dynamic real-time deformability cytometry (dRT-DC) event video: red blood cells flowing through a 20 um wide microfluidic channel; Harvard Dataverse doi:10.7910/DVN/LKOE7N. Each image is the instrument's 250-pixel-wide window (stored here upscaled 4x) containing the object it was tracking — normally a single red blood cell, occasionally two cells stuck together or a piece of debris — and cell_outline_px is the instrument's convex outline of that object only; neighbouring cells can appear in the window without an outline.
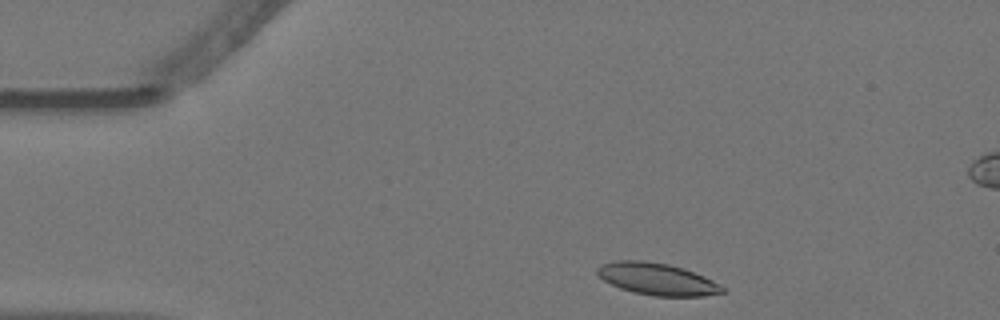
{"species": "Egyptian fruit bat (a non-hibernating species)", "species_latin": "Rousettus aegyptiacus", "temperature_condition": "warm", "stored_images_in_passage": 49, "camera_frame_rate_fps": 3000, "um_per_image_px": 0.085, "animal": {"sex": "female"}, "frame": {"image": 1, "passage_image": 2, "time_ms": 0.333, "image_size_px": [1000, 320], "cell_outline_px": [[728, 292], [704, 296], [652, 296], [632, 292], [620, 288], [604, 280], [596, 272], [596, 268], [604, 264], [616, 260], [644, 260], [668, 264], [684, 268], [704, 276], [728, 288]], "centroid_in_image_um": [55.92, 23.73], "position_along_channel_um": 29.1, "area_um2": 23.52}}
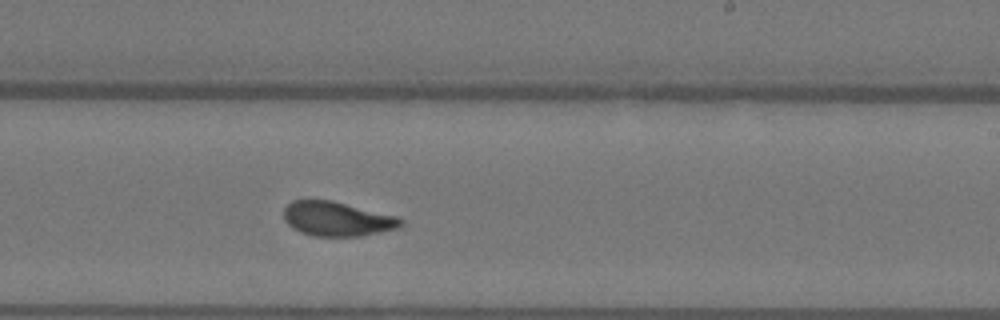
{"frame": {"image": 2, "passage_image": 26, "time_ms": 8.333, "image_size_px": [1000, 320], "cell_outline_px": [[404, 220], [396, 228], [380, 232], [360, 236], [312, 236], [300, 232], [292, 228], [284, 220], [284, 208], [292, 200], [332, 200], [396, 216]], "centroid_in_image_um": [28.6, 18.6], "position_along_channel_um": 260.4, "area_um2": 23.35}}
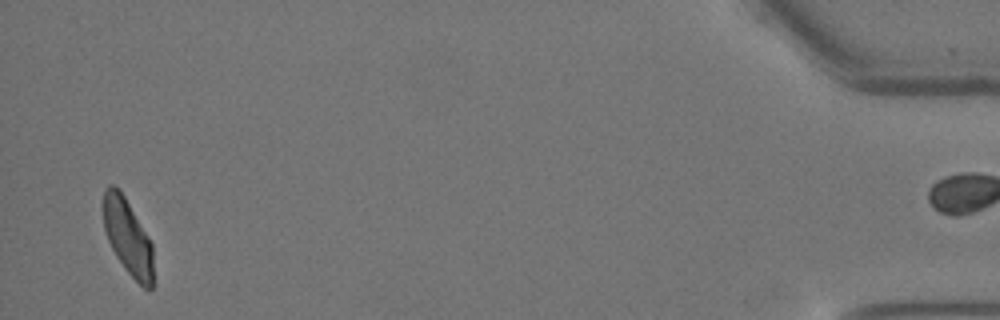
{"frame": {"image": 3, "passage_image": 47, "time_ms": 15.333, "image_size_px": [1000, 320], "cell_outline_px": [[152, 288], [148, 292], [124, 268], [116, 256], [108, 240], [104, 228], [104, 188], [108, 184], [112, 184], [124, 196], [148, 236], [152, 244]], "centroid_in_image_um": [10.86, 20.16], "position_along_channel_um": 424.3, "area_um2": 21.62}, "authors_computed_cell_mechanics": {"area_um2": 23.3512, "velocity_mm_per_s": 3.5706, "shape_relaxation_time_tau1_ms": 5.0075, "shape_relaxation_time_tau2_ms": 1.7071, "deformation_change_tau1": 0.1753, "deformation_change_tau2": 0.0631}}